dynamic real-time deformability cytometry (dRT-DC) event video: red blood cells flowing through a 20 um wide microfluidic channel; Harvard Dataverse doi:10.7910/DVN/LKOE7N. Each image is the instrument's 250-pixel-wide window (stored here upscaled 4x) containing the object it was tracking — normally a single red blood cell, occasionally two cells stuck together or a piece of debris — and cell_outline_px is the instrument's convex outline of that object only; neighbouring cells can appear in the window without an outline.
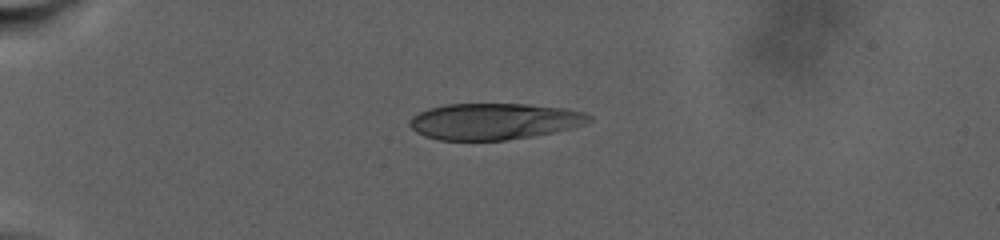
{"species": "human", "species_latin": "Homo sapiens", "temperature_condition": "warm", "stored_images_in_passage": 67, "camera_frame_rate_fps": 3000, "um_per_image_px": 0.085, "donor": {"sex": "male"}, "frame": {"image": 1, "passage_image": 1, "time_ms": 0.0, "image_size_px": [1000, 240], "cell_outline_px": [[592, 120], [584, 124], [572, 128], [532, 136], [504, 140], [440, 140], [424, 136], [416, 132], [408, 124], [408, 120], [412, 116], [428, 108], [448, 104], [524, 104], [564, 108], [584, 112], [592, 116]], "centroid_in_image_um": [41.98, 10.31], "position_along_channel_um": 43.0, "area_um2": 37.97}}
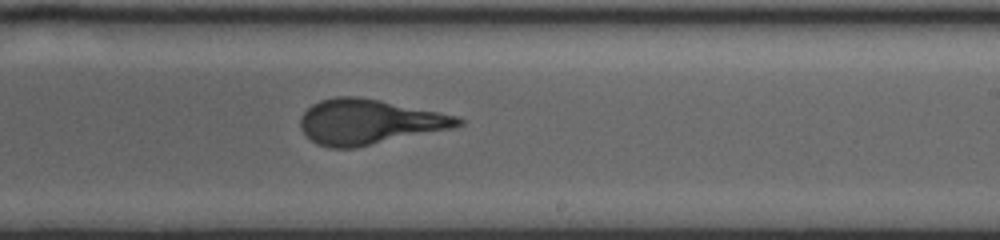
{"frame": {"image": 2, "passage_image": 35, "time_ms": 11.333, "image_size_px": [1000, 240], "cell_outline_px": [[464, 124], [452, 128], [356, 148], [328, 148], [316, 144], [300, 128], [300, 116], [312, 104], [320, 100], [336, 96], [356, 96], [380, 100], [456, 116], [464, 120]], "centroid_in_image_um": [31.33, 10.36], "position_along_channel_um": 257.7, "area_um2": 41.21}}
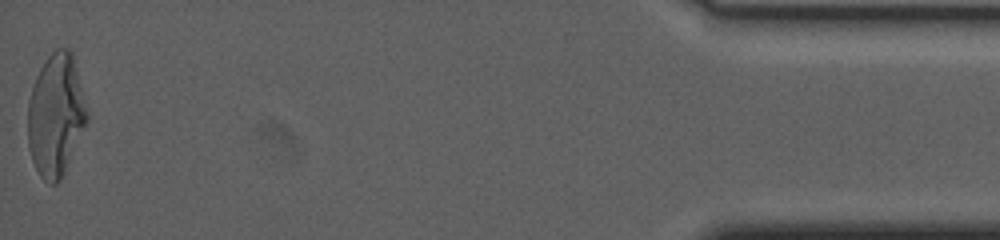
{"frame": {"image": 3, "passage_image": 67, "time_ms": 22.0, "image_size_px": [1000, 240], "cell_outline_px": [[88, 120], [60, 180], [56, 184], [48, 184], [40, 176], [32, 160], [28, 148], [28, 100], [36, 76], [40, 68], [48, 56], [56, 48], [68, 48], [72, 52], [88, 112]], "centroid_in_image_um": [4.73, 9.78], "position_along_channel_um": 430.5, "area_um2": 41.96}, "authors_computed_cell_mechanics": {"area_um2": 40.8646, "velocity_mm_per_s": 2.3494, "shape_relaxation_time_tau1_ms": 10.0169, "shape_relaxation_time_tau2_ms": 1.1473, "deformation_change_tau1": 0.28, "deformation_change_tau2": 0.0982}}